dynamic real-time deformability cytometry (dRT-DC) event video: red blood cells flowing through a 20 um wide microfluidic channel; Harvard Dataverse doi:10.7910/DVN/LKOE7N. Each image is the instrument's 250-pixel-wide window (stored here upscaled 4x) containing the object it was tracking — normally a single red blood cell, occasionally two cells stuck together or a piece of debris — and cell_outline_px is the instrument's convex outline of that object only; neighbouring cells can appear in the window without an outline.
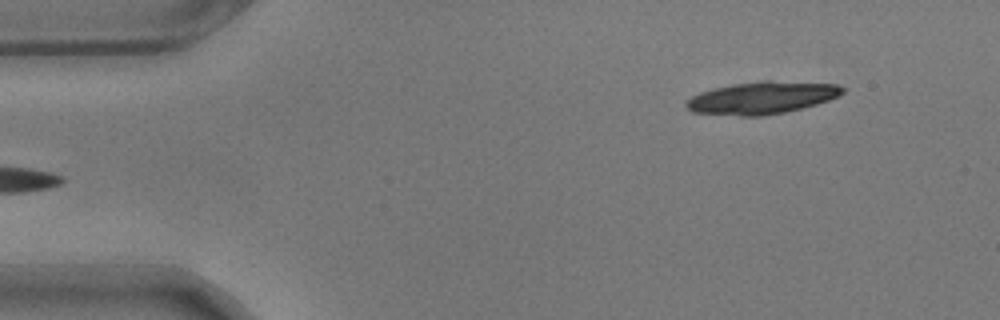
{"species": "common noctule bat (a hibernating species)", "species_latin": "Nyctalus noctula", "temperature_condition": "warm", "stored_images_in_passage": 13, "camera_frame_rate_fps": 3000, "um_per_image_px": 0.085, "animal": {"sex": "male", "body_mass_g": 17.9}, "frame": {"image": 1, "passage_image": 1, "time_ms": 0.0, "image_size_px": [1000, 320], "cell_outline_px": [[844, 92], [828, 100], [816, 104], [784, 112], [760, 116], [740, 116], [692, 112], [684, 104], [684, 100], [700, 92], [712, 88], [732, 84], [760, 80], [772, 80], [840, 84], [844, 88]], "centroid_in_image_um": [64.73, 8.29], "position_along_channel_um": 20.3, "area_um2": 29.59}}